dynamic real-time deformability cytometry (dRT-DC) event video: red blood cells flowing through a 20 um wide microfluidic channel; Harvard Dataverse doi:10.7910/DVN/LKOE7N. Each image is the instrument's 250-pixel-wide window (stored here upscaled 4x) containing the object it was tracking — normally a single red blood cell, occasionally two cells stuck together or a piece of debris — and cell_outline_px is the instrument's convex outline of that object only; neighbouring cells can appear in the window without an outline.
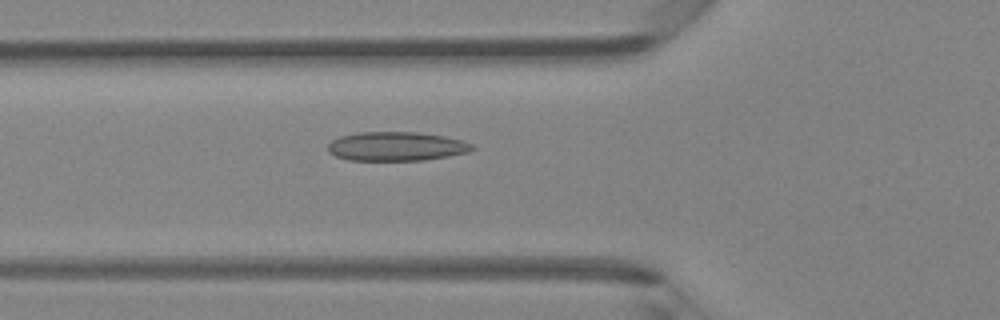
{"species": "Egyptian fruit bat (a non-hibernating species)", "species_latin": "Rousettus aegyptiacus", "temperature_condition": "room temperature", "stored_images_in_passage": 34, "camera_frame_rate_fps": 3000, "um_per_image_px": 0.085, "animal": {"sex": "female"}, "frame": {"image": 1, "passage_image": 4, "time_ms": 1.0, "image_size_px": [1000, 320], "cell_outline_px": [[476, 148], [468, 152], [448, 156], [424, 160], [348, 160], [336, 156], [328, 152], [328, 144], [332, 140], [340, 136], [360, 132], [416, 132], [444, 136], [460, 140], [472, 144]], "centroid_in_image_um": [33.67, 12.44], "position_along_channel_um": 92.1, "area_um2": 24.33}}
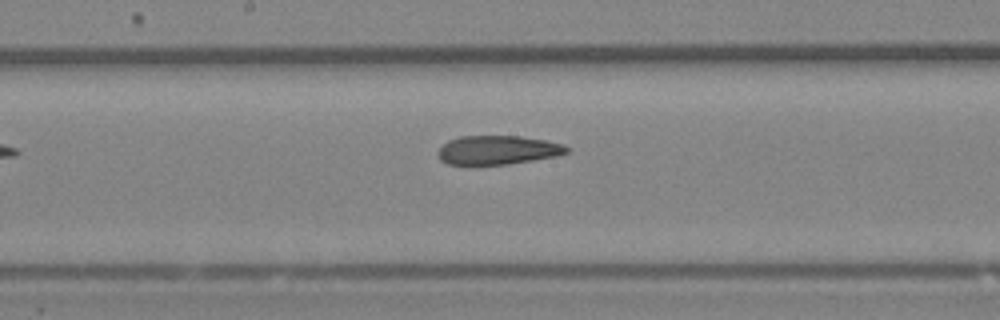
{"frame": {"image": 2, "passage_image": 12, "time_ms": 3.667, "image_size_px": [1000, 320], "cell_outline_px": [[572, 148], [568, 152], [556, 156], [508, 164], [448, 164], [440, 160], [436, 152], [448, 140], [460, 136], [520, 136], [544, 140], [564, 144]], "centroid_in_image_um": [42.32, 12.74], "position_along_channel_um": 205.9, "area_um2": 21.68}}
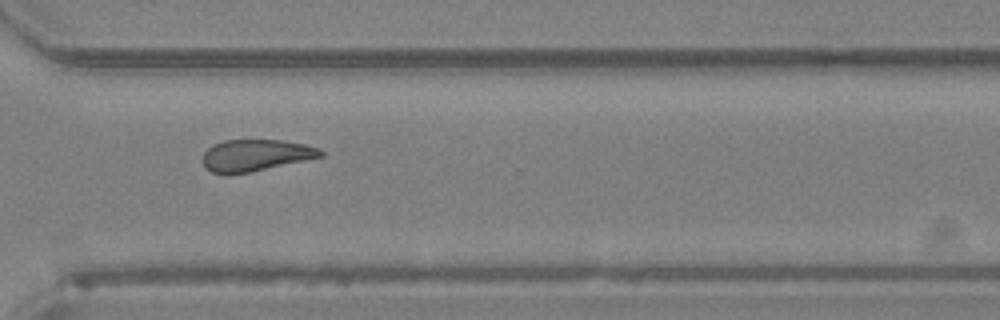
{"frame": {"image": 3, "passage_image": 22, "time_ms": 7.0, "image_size_px": [1000, 320], "cell_outline_px": [[324, 156], [248, 172], [228, 176], [212, 172], [204, 168], [200, 160], [204, 152], [212, 144], [224, 140], [284, 140], [304, 144], [320, 148], [324, 152]], "centroid_in_image_um": [21.66, 13.2], "position_along_channel_um": 348.9, "area_um2": 22.08}, "authors_computed_cell_mechanics": {"area_um2": 22.6865, "velocity_mm_per_s": 4.2958, "shape_relaxation_time_tau1_ms": null, "shape_relaxation_time_tau2_ms": 3.4102, "deformation_change_tau1": null, "deformation_change_tau2": 0.1104}}